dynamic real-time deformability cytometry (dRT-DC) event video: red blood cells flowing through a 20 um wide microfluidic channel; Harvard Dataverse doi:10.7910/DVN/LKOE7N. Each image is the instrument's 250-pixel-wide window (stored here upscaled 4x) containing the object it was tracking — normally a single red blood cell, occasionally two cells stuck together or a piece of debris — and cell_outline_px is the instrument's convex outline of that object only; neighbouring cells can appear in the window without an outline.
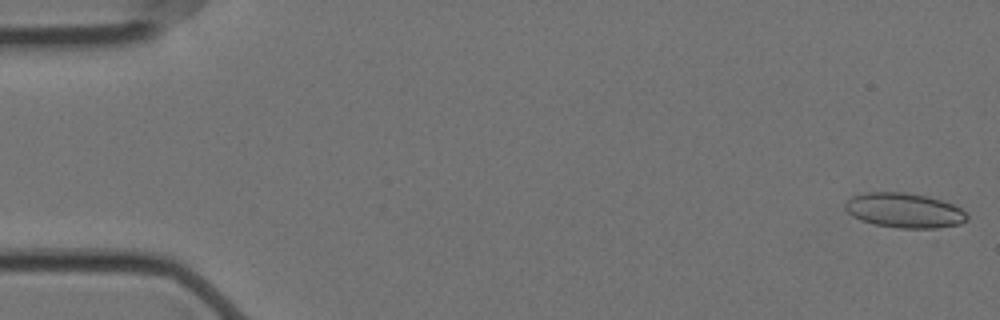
{"species": "Egyptian fruit bat (a non-hibernating species)", "species_latin": "Rousettus aegyptiacus", "temperature_condition": "cold", "stored_images_in_passage": 57, "camera_frame_rate_fps": 3000, "um_per_image_px": 0.085, "animal": {"sex": "female"}, "frame": {"image": 1, "passage_image": 1, "time_ms": 0.0, "image_size_px": [1000, 320], "cell_outline_px": [[968, 220], [960, 224], [936, 228], [900, 228], [876, 224], [860, 220], [852, 216], [844, 208], [844, 204], [852, 196], [868, 192], [904, 192], [928, 196], [952, 204], [960, 208], [968, 216]], "centroid_in_image_um": [76.86, 17.88], "position_along_channel_um": 8.1, "area_um2": 24.62}}
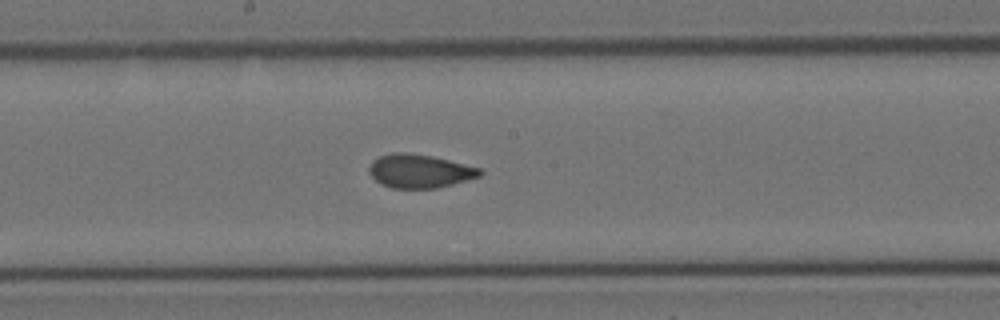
{"frame": {"image": 2, "passage_image": 30, "time_ms": 9.667, "image_size_px": [1000, 320], "cell_outline_px": [[484, 172], [480, 176], [452, 184], [436, 188], [392, 188], [380, 184], [368, 172], [368, 168], [372, 160], [380, 156], [392, 152], [404, 152], [432, 156], [480, 168]], "centroid_in_image_um": [35.63, 14.54], "position_along_channel_um": 212.6, "area_um2": 21.62}}
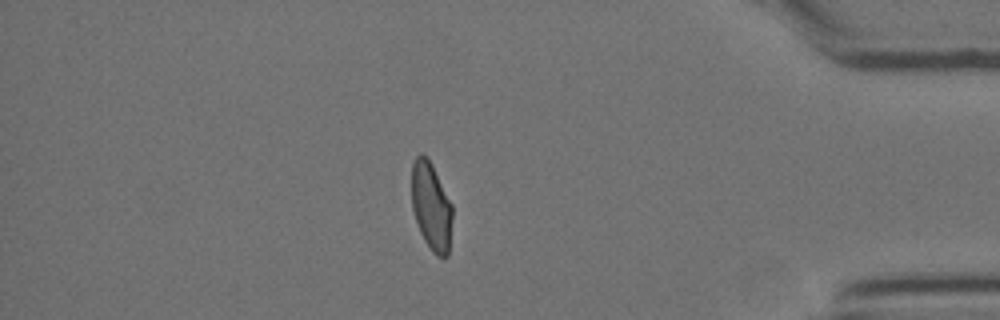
{"frame": {"image": 3, "passage_image": 49, "time_ms": 16.0, "image_size_px": [1000, 320], "cell_outline_px": [[452, 216], [448, 256], [436, 256], [432, 252], [424, 240], [420, 232], [412, 208], [412, 164], [416, 156], [420, 152], [432, 164], [452, 204]], "centroid_in_image_um": [36.65, 17.55], "position_along_channel_um": 398.5, "area_um2": 20.75}, "authors_computed_cell_mechanics": {"area_um2": 22.1374, "velocity_mm_per_s": 3.5191, "shape_relaxation_time_tau1_ms": 5.8516, "shape_relaxation_time_tau2_ms": 1.0548, "deformation_change_tau1": 0.1371, "deformation_change_tau2": 0.0552}}